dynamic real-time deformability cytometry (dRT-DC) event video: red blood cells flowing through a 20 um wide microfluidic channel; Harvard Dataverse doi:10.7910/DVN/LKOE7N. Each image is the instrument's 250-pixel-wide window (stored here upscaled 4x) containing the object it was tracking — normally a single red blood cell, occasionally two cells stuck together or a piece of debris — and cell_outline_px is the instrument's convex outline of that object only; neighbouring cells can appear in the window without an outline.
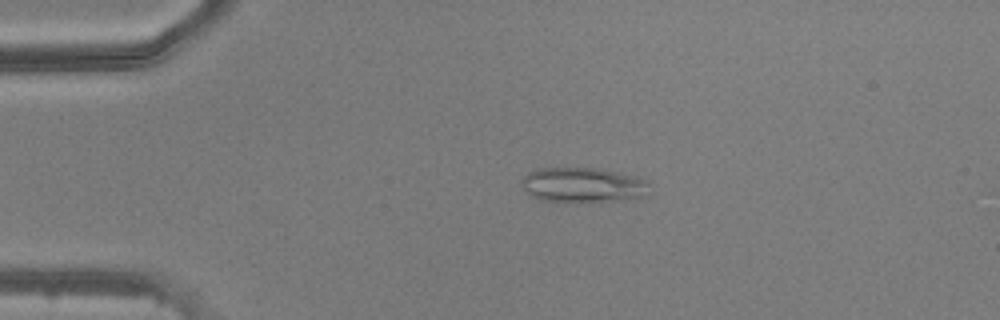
{"species": "common noctule bat (a hibernating species)", "species_latin": "Nyctalus noctula", "temperature_condition": "warm", "stored_images_in_passage": 48, "camera_frame_rate_fps": 3000, "um_per_image_px": 0.085, "animal": {"sex": "male", "body_mass_g": 20.5, "forearm_length_mm": 52.5}, "frame": {"image": 1, "passage_image": 10, "time_ms": 3.0, "image_size_px": [1000, 320], "cell_outline_px": [[648, 196], [612, 200], [540, 200], [532, 196], [520, 184], [520, 180], [528, 172], [536, 168], [596, 168], [632, 176], [644, 180]], "centroid_in_image_um": [49.45, 15.69], "position_along_channel_um": 35.6, "area_um2": 25.03}}
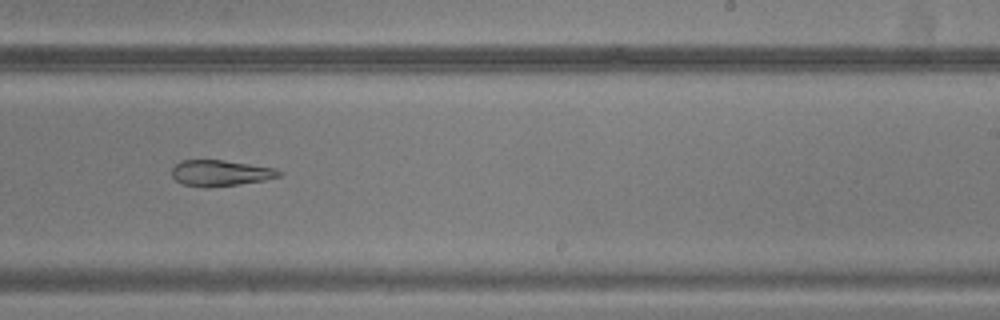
{"frame": {"image": 2, "passage_image": 30, "time_ms": 9.667, "image_size_px": [1000, 320], "cell_outline_px": [[284, 172], [280, 176], [264, 180], [208, 188], [204, 188], [184, 184], [176, 180], [172, 176], [172, 168], [180, 160], [224, 160], [276, 168]], "centroid_in_image_um": [18.74, 14.7], "position_along_channel_um": 270.3, "area_um2": 16.24}}
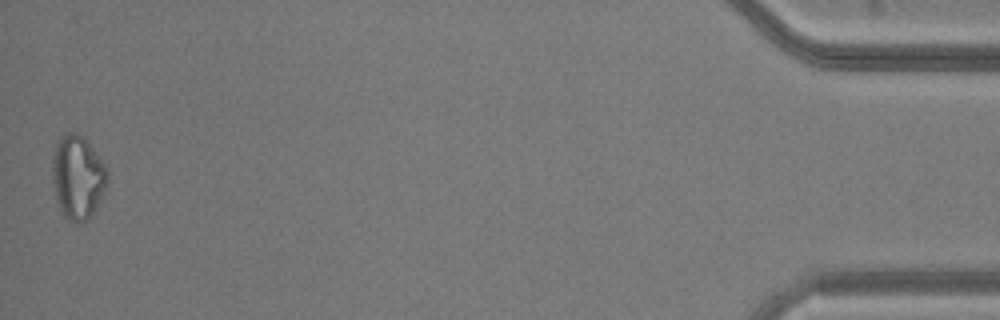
{"frame": {"image": 3, "passage_image": 48, "time_ms": 15.667, "image_size_px": [1000, 320], "cell_outline_px": [[108, 180], [92, 216], [84, 220], [68, 220], [64, 216], [56, 200], [52, 176], [52, 160], [56, 144], [60, 136], [68, 132], [76, 132], [84, 136], [88, 140], [104, 164], [108, 172]], "centroid_in_image_um": [6.59, 15.0], "position_along_channel_um": 428.6, "area_um2": 26.7}}